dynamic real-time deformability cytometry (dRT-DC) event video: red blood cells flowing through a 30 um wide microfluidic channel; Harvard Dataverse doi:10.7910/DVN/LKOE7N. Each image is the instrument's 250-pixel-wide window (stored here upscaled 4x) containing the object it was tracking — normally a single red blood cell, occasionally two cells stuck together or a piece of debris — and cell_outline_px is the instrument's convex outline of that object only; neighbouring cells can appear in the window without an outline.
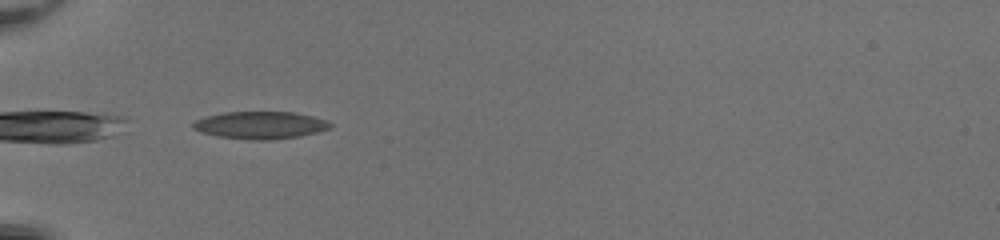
{"species": "common noctule bat (a hibernating species)", "species_latin": "Nyctalus noctula", "temperature_condition": "room temperature", "stored_images_in_passage": 34, "camera_frame_rate_fps": 3000, "um_per_image_px": 0.085, "animal": {"sex": "female", "body_mass_g": 20.0, "forearm_length_mm": 54.0}, "frame": {"image": 1, "passage_image": 1, "time_ms": 0.0, "image_size_px": [1000, 240], "cell_outline_px": [[332, 128], [300, 136], [272, 140], [252, 140], [216, 136], [200, 132], [192, 128], [192, 124], [196, 120], [204, 116], [224, 112], [296, 112], [328, 120], [332, 124]], "centroid_in_image_um": [22.13, 10.64], "position_along_channel_um": 62.9, "area_um2": 22.14}}
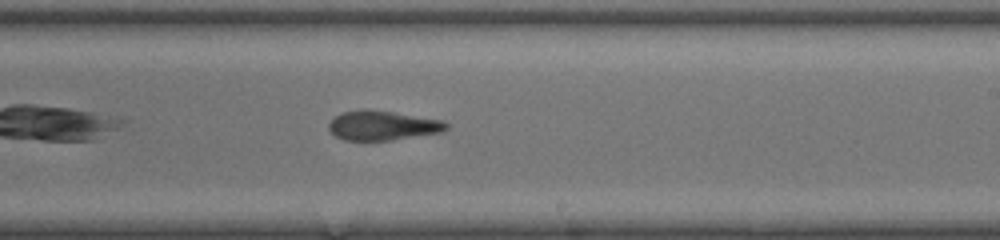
{"frame": {"image": 2, "passage_image": 16, "time_ms": 5.0, "image_size_px": [1000, 240], "cell_outline_px": [[448, 128], [444, 132], [392, 140], [344, 140], [336, 136], [328, 128], [328, 124], [340, 112], [364, 108], [368, 108], [444, 120], [448, 124]], "centroid_in_image_um": [32.54, 10.65], "position_along_channel_um": 256.5, "area_um2": 20.46}}
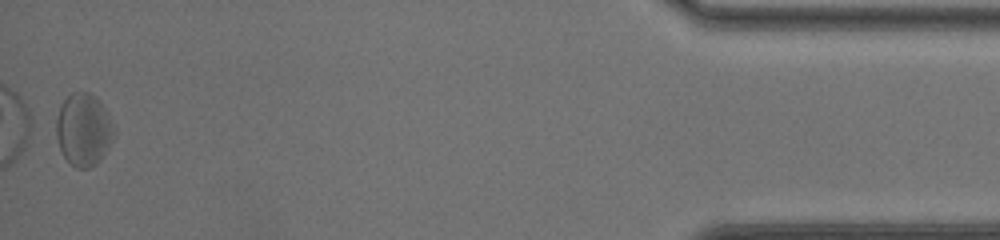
{"frame": {"image": 3, "passage_image": 34, "time_ms": 11.0, "image_size_px": [1000, 240], "cell_outline_px": [[116, 132], [104, 156], [96, 164], [88, 168], [76, 168], [64, 156], [60, 148], [56, 136], [56, 116], [60, 104], [72, 92], [88, 92], [96, 96], [100, 100], [116, 124]], "centroid_in_image_um": [7.14, 10.99], "position_along_channel_um": 428.1, "area_um2": 24.91}, "authors_computed_cell_mechanics": {"area_um2": 21.7906, "velocity_mm_per_s": 4.0699, "shape_relaxation_time_tau1_ms": null, "shape_relaxation_time_tau2_ms": 2.9808, "deformation_change_tau1": null, "deformation_change_tau2": 0.1085}}